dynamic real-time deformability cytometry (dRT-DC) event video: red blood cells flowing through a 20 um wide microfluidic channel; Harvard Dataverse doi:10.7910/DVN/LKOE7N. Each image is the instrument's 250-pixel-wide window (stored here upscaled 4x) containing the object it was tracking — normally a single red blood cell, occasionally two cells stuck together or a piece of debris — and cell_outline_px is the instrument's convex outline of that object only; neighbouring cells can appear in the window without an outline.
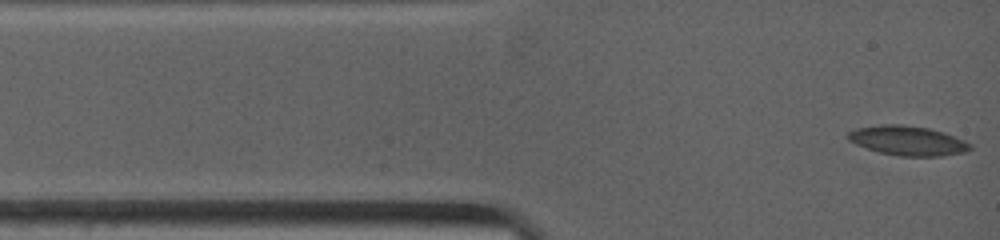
{"species": "common noctule bat (a hibernating species)", "species_latin": "Nyctalus noctula", "temperature_condition": "warm", "stored_images_in_passage": 61, "camera_frame_rate_fps": 4500, "um_per_image_px": 0.085, "animal": {"sex": "female", "body_mass_g": 19.0, "forearm_length_mm": 53.3}, "frame": {"image": 1, "passage_image": 1, "time_ms": 0.0, "image_size_px": [1000, 240], "cell_outline_px": [[972, 148], [964, 152], [940, 156], [900, 156], [880, 152], [856, 144], [848, 140], [844, 136], [848, 132], [856, 128], [880, 124], [904, 124], [928, 128], [944, 132], [964, 140], [972, 144]], "centroid_in_image_um": [77.14, 11.94], "position_along_channel_um": 7.9, "area_um2": 21.1}}
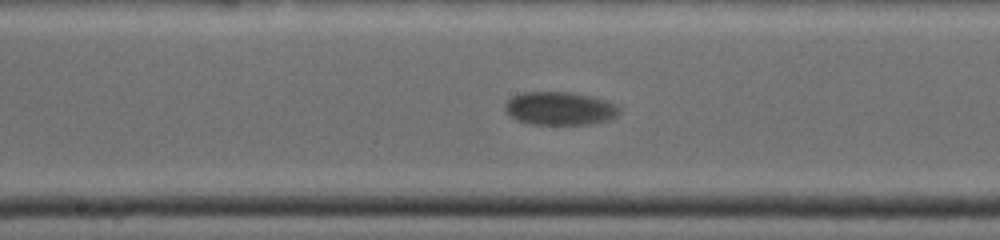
{"frame": {"image": 2, "passage_image": 27, "time_ms": 6.444, "image_size_px": [1000, 240], "cell_outline_px": [[620, 112], [616, 116], [608, 120], [592, 124], [532, 124], [516, 120], [504, 108], [504, 104], [512, 96], [524, 92], [572, 92], [592, 96], [608, 100], [616, 104], [620, 108]], "centroid_in_image_um": [47.62, 9.21], "position_along_channel_um": 200.6, "area_um2": 22.25}}
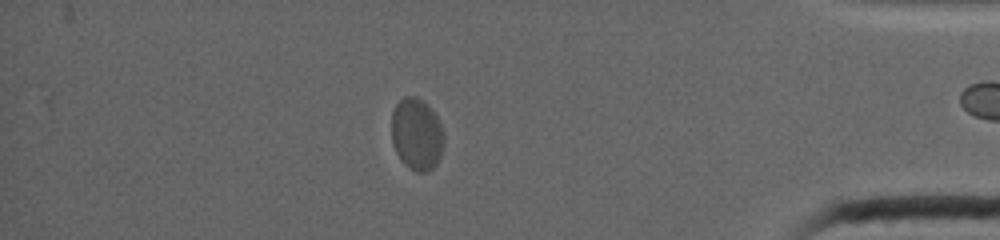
{"frame": {"image": 3, "passage_image": 47, "time_ms": 13.111, "image_size_px": [1000, 240], "cell_outline_px": [[444, 148], [436, 164], [428, 172], [416, 172], [404, 164], [400, 160], [392, 144], [392, 112], [396, 104], [404, 96], [416, 96], [428, 104], [436, 116], [440, 124], [444, 136]], "centroid_in_image_um": [35.42, 11.41], "position_along_channel_um": 399.8, "area_um2": 22.2}, "authors_computed_cell_mechanics": {"area_um2": 21.6172, "velocity_mm_per_s": 3.65, "shape_relaxation_time_tau1_ms": 1.9022, "shape_relaxation_time_tau2_ms": null, "deformation_change_tau1": 0.0596, "deformation_change_tau2": null}}